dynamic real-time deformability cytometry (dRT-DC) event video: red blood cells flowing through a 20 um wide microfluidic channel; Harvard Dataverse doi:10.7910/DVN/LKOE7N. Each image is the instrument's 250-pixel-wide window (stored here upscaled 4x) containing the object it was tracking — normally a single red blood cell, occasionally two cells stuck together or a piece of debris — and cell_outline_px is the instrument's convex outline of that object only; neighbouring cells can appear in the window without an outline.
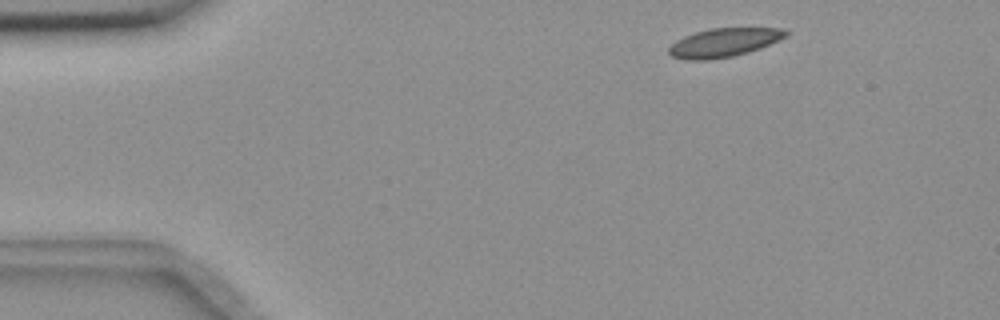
{"species": "common noctule bat (a hibernating species)", "species_latin": "Nyctalus noctula", "temperature_condition": "room temperature", "stored_images_in_passage": 51, "camera_frame_rate_fps": 3000, "um_per_image_px": 0.085, "animal": {"sex": "female", "body_mass_g": 18.4}, "frame": {"image": 1, "passage_image": 3, "time_ms": 0.667, "image_size_px": [1000, 320], "cell_outline_px": [[788, 32], [784, 36], [760, 48], [748, 52], [732, 56], [708, 60], [688, 60], [672, 56], [668, 52], [668, 48], [676, 40], [684, 36], [708, 28], [780, 28]], "centroid_in_image_um": [61.46, 3.62], "position_along_channel_um": 23.5, "area_um2": 19.25}}
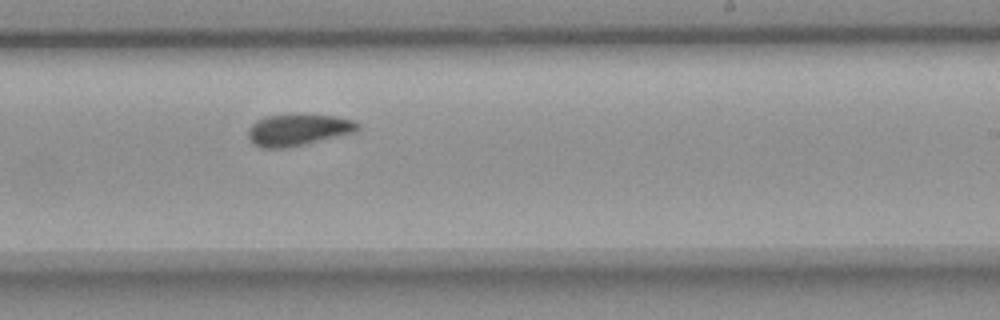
{"frame": {"image": 2, "passage_image": 29, "time_ms": 9.333, "image_size_px": [1000, 320], "cell_outline_px": [[360, 128], [356, 132], [304, 144], [284, 148], [260, 148], [252, 144], [248, 136], [248, 128], [256, 120], [268, 116], [292, 112], [304, 112], [336, 116], [352, 120], [360, 124]], "centroid_in_image_um": [25.33, 10.99], "position_along_channel_um": 263.7, "area_um2": 20.92}}
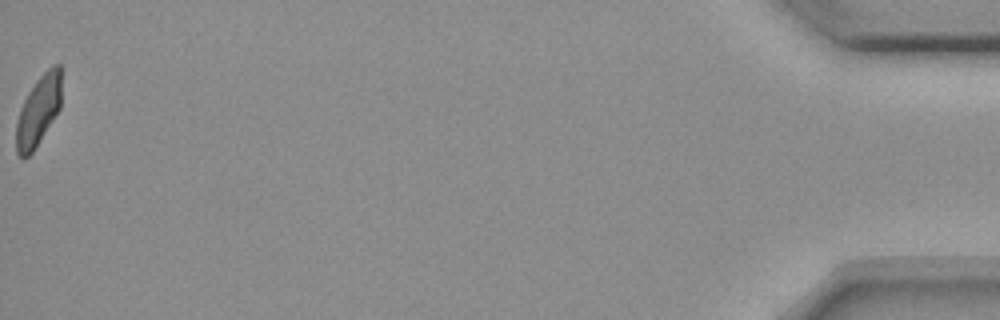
{"frame": {"image": 3, "passage_image": 51, "time_ms": 16.667, "image_size_px": [1000, 320], "cell_outline_px": [[60, 108], [32, 152], [28, 156], [20, 156], [16, 152], [16, 120], [20, 108], [28, 92], [36, 80], [52, 64], [60, 64]], "centroid_in_image_um": [3.24, 9.38], "position_along_channel_um": 432.0, "area_um2": 18.15}, "authors_computed_cell_mechanics": {"area_um2": 19.941, "velocity_mm_per_s": 3.6584, "shape_relaxation_time_tau1_ms": 6.5213, "shape_relaxation_time_tau2_ms": 6.5423, "deformation_change_tau1": 0.1348, "deformation_change_tau2": 0.0842}}